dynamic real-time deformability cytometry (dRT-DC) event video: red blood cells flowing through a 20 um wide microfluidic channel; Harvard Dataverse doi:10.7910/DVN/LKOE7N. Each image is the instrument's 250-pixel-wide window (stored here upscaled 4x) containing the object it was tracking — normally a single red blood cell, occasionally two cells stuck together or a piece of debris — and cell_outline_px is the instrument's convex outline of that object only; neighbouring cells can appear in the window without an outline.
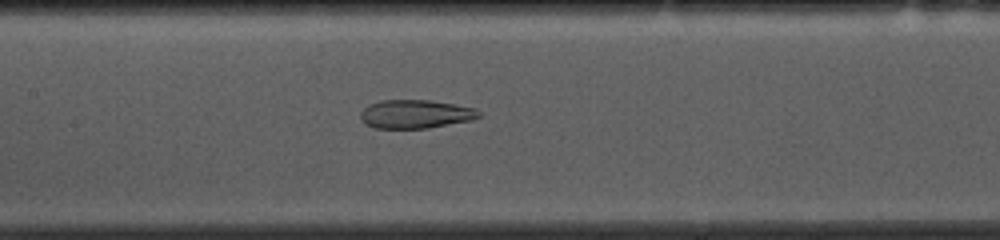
{"species": "common noctule bat (a hibernating species)", "species_latin": "Nyctalus noctula", "temperature_condition": "cold", "stored_images_in_passage": 54, "camera_frame_rate_fps": 3000, "um_per_image_px": 0.085, "animal": {"sex": "female", "body_mass_g": 10.0, "forearm_length_mm": 53.1}, "frame": {"image": 1, "passage_image": 24, "time_ms": 7.667, "image_size_px": [1000, 240], "cell_outline_px": [[480, 116], [472, 120], [428, 128], [376, 128], [364, 124], [360, 120], [360, 112], [368, 104], [380, 100], [428, 100], [452, 104], [472, 108], [480, 112]], "centroid_in_image_um": [35.25, 9.7], "position_along_channel_um": 172.2, "area_um2": 19.65}}
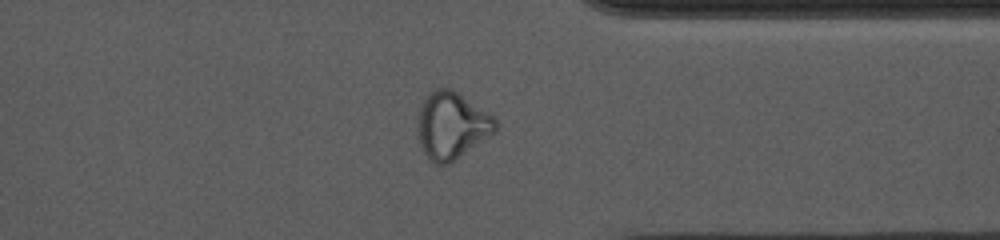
{"frame": {"image": 2, "passage_image": 41, "time_ms": 13.333, "image_size_px": [1000, 240], "cell_outline_px": [[496, 132], [448, 164], [436, 164], [424, 152], [420, 144], [416, 132], [416, 120], [420, 108], [424, 100], [436, 88], [452, 88], [496, 116]], "centroid_in_image_um": [38.4, 10.64], "position_along_channel_um": 373.0, "area_um2": 30.46}}
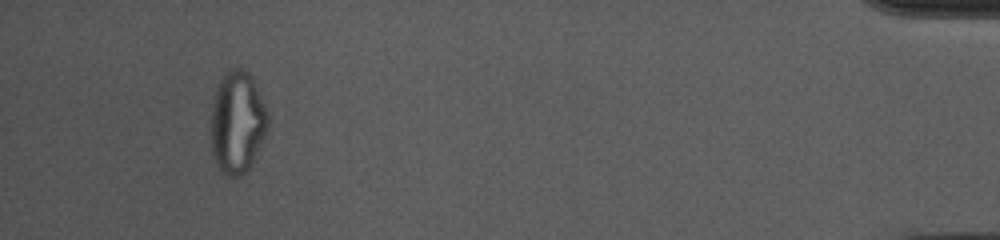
{"frame": {"image": 3, "passage_image": 50, "time_ms": 16.333, "image_size_px": [1000, 240], "cell_outline_px": [[268, 128], [252, 164], [244, 176], [228, 176], [220, 172], [212, 156], [212, 104], [216, 88], [220, 80], [228, 68], [244, 68], [252, 76], [264, 104], [268, 116]], "centroid_in_image_um": [20.17, 10.41], "position_along_channel_um": 415.0, "area_um2": 34.1}, "authors_computed_cell_mechanics": {"area_um2": 26.1834, "velocity_mm_per_s": 3.6527, "shape_relaxation_time_tau1_ms": null, "shape_relaxation_time_tau2_ms": 2.0578, "deformation_change_tau1": null, "deformation_change_tau2": 0.0868}}